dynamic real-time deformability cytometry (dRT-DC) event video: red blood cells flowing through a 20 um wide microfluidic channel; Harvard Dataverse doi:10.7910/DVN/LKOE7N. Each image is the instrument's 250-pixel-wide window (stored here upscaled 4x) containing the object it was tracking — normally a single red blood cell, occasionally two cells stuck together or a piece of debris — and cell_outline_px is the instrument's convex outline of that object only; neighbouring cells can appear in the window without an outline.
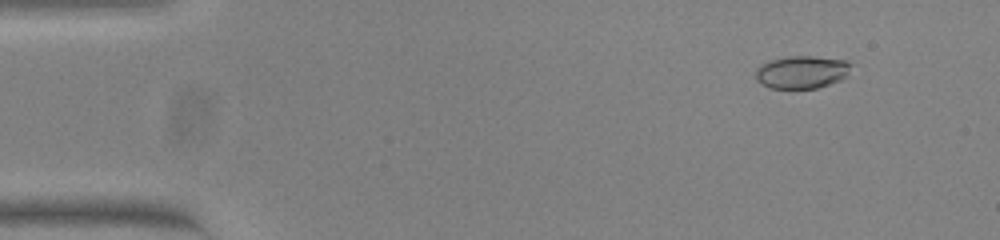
{"species": "common noctule bat (a hibernating species)", "species_latin": "Nyctalus noctula", "temperature_condition": "warm", "stored_images_in_passage": 49, "camera_frame_rate_fps": 3000, "um_per_image_px": 0.085, "animal": {"sex": "female", "body_mass_g": 23.0, "forearm_length_mm": 53.4}, "frame": {"image": 1, "passage_image": 1, "time_ms": 0.0, "image_size_px": [1000, 240], "cell_outline_px": [[852, 64], [848, 72], [840, 80], [816, 88], [768, 88], [756, 80], [756, 68], [760, 64], [772, 60], [788, 56], [812, 56], [844, 60]], "centroid_in_image_um": [68.11, 6.12], "position_along_channel_um": 16.9, "area_um2": 18.03}}
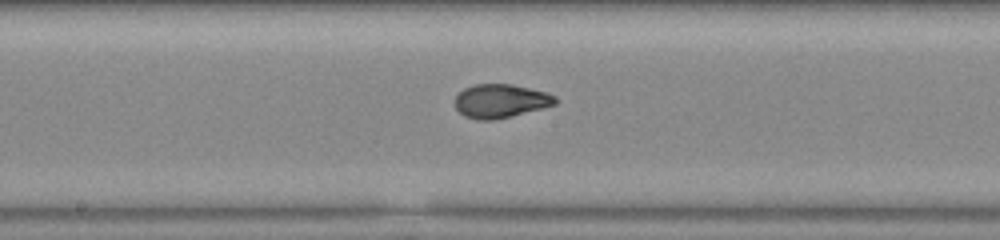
{"frame": {"image": 2, "passage_image": 24, "time_ms": 7.667, "image_size_px": [1000, 240], "cell_outline_px": [[556, 104], [512, 116], [492, 120], [476, 120], [464, 116], [456, 108], [456, 96], [464, 88], [472, 84], [512, 84], [548, 92], [556, 96]], "centroid_in_image_um": [42.55, 8.58], "position_along_channel_um": 205.6, "area_um2": 19.71}}
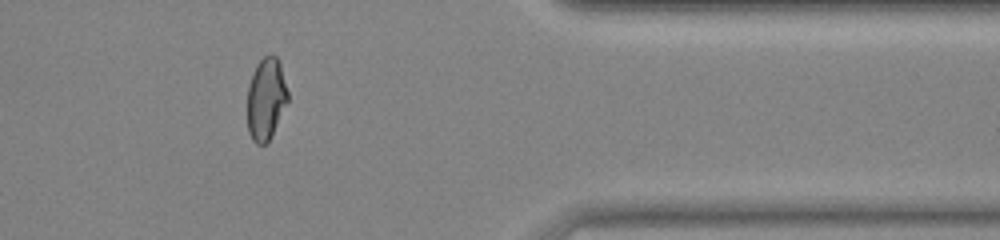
{"frame": {"image": 3, "passage_image": 40, "time_ms": 13.0, "image_size_px": [1000, 240], "cell_outline_px": [[288, 100], [268, 140], [264, 144], [256, 144], [252, 140], [248, 132], [248, 84], [256, 64], [264, 56], [272, 52], [276, 56], [280, 64], [288, 92]], "centroid_in_image_um": [22.59, 8.35], "position_along_channel_um": 388.8, "area_um2": 19.13}}